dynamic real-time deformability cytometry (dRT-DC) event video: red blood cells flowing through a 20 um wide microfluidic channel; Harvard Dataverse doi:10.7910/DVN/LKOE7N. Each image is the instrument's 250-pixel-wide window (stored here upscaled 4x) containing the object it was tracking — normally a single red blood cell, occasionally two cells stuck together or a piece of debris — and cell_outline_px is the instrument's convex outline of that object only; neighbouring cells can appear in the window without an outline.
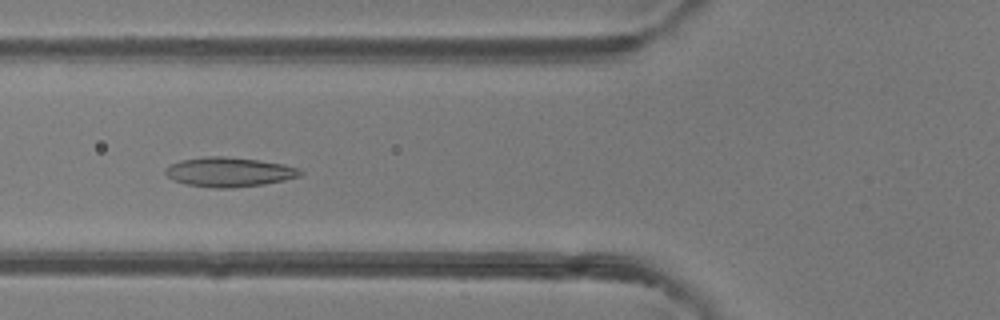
{"species": "common noctule bat (a hibernating species)", "species_latin": "Nyctalus noctula", "temperature_condition": "room temperature", "stored_images_in_passage": 31, "camera_frame_rate_fps": 3000, "um_per_image_px": 0.085, "animal": {"sex": "female"}, "frame": {"image": 1, "passage_image": 15, "time_ms": 4.667, "image_size_px": [1000, 320], "cell_outline_px": [[304, 172], [300, 176], [284, 180], [264, 184], [232, 188], [212, 188], [188, 184], [172, 180], [164, 172], [164, 168], [168, 164], [180, 160], [204, 156], [224, 156], [260, 160], [284, 164], [300, 168]], "centroid_in_image_um": [19.46, 14.61], "position_along_channel_um": 106.3, "area_um2": 23.47}}
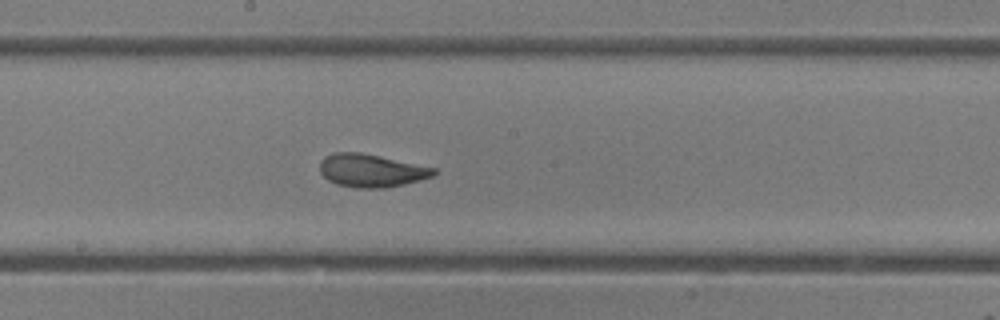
{"frame": {"image": 2, "passage_image": 23, "time_ms": 7.333, "image_size_px": [1000, 320], "cell_outline_px": [[436, 172], [432, 176], [420, 180], [404, 184], [384, 188], [356, 188], [336, 184], [328, 180], [320, 172], [320, 160], [324, 156], [332, 152], [360, 152], [380, 156], [436, 168]], "centroid_in_image_um": [31.52, 14.49], "position_along_channel_um": 216.7, "area_um2": 21.96}}
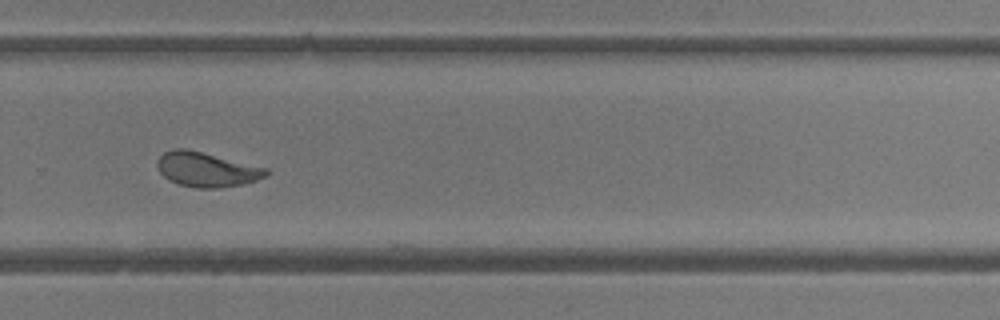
{"frame": {"image": 3, "passage_image": 30, "time_ms": 9.667, "image_size_px": [1000, 320], "cell_outline_px": [[268, 176], [244, 184], [220, 188], [196, 188], [180, 184], [168, 180], [160, 172], [156, 164], [156, 160], [164, 152], [172, 148], [188, 148], [268, 168]], "centroid_in_image_um": [17.56, 14.39], "position_along_channel_um": 312.2, "area_um2": 22.25}}